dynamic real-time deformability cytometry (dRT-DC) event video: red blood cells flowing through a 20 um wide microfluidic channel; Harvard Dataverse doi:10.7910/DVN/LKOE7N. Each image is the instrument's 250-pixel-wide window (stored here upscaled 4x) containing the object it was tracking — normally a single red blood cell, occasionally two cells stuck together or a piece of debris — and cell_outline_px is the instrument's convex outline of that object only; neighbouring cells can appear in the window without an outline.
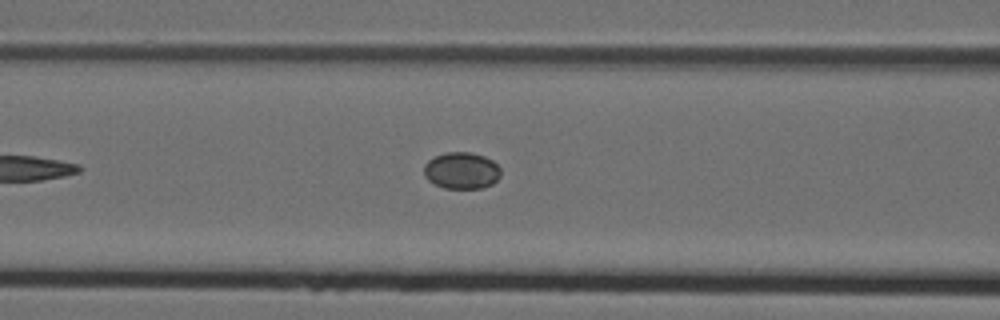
{"species": "Egyptian fruit bat (a non-hibernating species)", "species_latin": "Rousettus aegyptiacus", "temperature_condition": "cold", "stored_images_in_passage": 6, "camera_frame_rate_fps": 3000, "um_per_image_px": 0.085, "animal": {"sex": "female"}, "frame": {"image": 1, "passage_image": 6, "time_ms": 1.667, "image_size_px": [1000, 320], "cell_outline_px": [[500, 176], [492, 184], [480, 188], [444, 188], [428, 180], [424, 176], [424, 164], [428, 160], [436, 156], [448, 152], [472, 152], [484, 156], [492, 160], [500, 168]], "centroid_in_image_um": [39.23, 14.49], "position_along_channel_um": 127.4, "area_um2": 16.36}}